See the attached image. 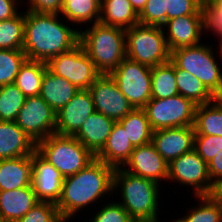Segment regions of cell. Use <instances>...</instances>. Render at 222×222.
Listing matches in <instances>:
<instances>
[{"label": "cell", "mask_w": 222, "mask_h": 222, "mask_svg": "<svg viewBox=\"0 0 222 222\" xmlns=\"http://www.w3.org/2000/svg\"><path fill=\"white\" fill-rule=\"evenodd\" d=\"M114 170L108 164L95 159L76 174L64 177L61 195L56 203L60 217L65 222H72L75 216L81 217L80 214L85 215L87 210L94 212L92 206L95 205L92 207L94 209L96 204L99 206L100 202L108 201L111 196L114 198ZM84 210L86 211L83 212Z\"/></svg>", "instance_id": "1"}, {"label": "cell", "mask_w": 222, "mask_h": 222, "mask_svg": "<svg viewBox=\"0 0 222 222\" xmlns=\"http://www.w3.org/2000/svg\"><path fill=\"white\" fill-rule=\"evenodd\" d=\"M68 23L60 14L25 11L22 50L27 59L47 62L77 46L80 41V31L75 25Z\"/></svg>", "instance_id": "2"}, {"label": "cell", "mask_w": 222, "mask_h": 222, "mask_svg": "<svg viewBox=\"0 0 222 222\" xmlns=\"http://www.w3.org/2000/svg\"><path fill=\"white\" fill-rule=\"evenodd\" d=\"M162 187L153 180L132 174L122 168H116L113 173L115 200L124 207L132 219L163 221L159 216L166 212L160 208L162 205L159 203L161 195L165 198L167 195L161 193Z\"/></svg>", "instance_id": "3"}, {"label": "cell", "mask_w": 222, "mask_h": 222, "mask_svg": "<svg viewBox=\"0 0 222 222\" xmlns=\"http://www.w3.org/2000/svg\"><path fill=\"white\" fill-rule=\"evenodd\" d=\"M79 43L101 74H111L126 57L125 30L122 28L101 22L87 25L80 29Z\"/></svg>", "instance_id": "4"}, {"label": "cell", "mask_w": 222, "mask_h": 222, "mask_svg": "<svg viewBox=\"0 0 222 222\" xmlns=\"http://www.w3.org/2000/svg\"><path fill=\"white\" fill-rule=\"evenodd\" d=\"M205 43L171 51L170 61L197 77L216 98H222V58L216 46Z\"/></svg>", "instance_id": "5"}, {"label": "cell", "mask_w": 222, "mask_h": 222, "mask_svg": "<svg viewBox=\"0 0 222 222\" xmlns=\"http://www.w3.org/2000/svg\"><path fill=\"white\" fill-rule=\"evenodd\" d=\"M35 151L63 177L76 174L96 159L74 136L56 133L37 142Z\"/></svg>", "instance_id": "6"}, {"label": "cell", "mask_w": 222, "mask_h": 222, "mask_svg": "<svg viewBox=\"0 0 222 222\" xmlns=\"http://www.w3.org/2000/svg\"><path fill=\"white\" fill-rule=\"evenodd\" d=\"M126 57L150 68L170 61L163 27L137 24L125 30Z\"/></svg>", "instance_id": "7"}, {"label": "cell", "mask_w": 222, "mask_h": 222, "mask_svg": "<svg viewBox=\"0 0 222 222\" xmlns=\"http://www.w3.org/2000/svg\"><path fill=\"white\" fill-rule=\"evenodd\" d=\"M167 182L183 189L186 186V191L191 188V198L192 195H210L213 188L208 165L194 148L169 163Z\"/></svg>", "instance_id": "8"}, {"label": "cell", "mask_w": 222, "mask_h": 222, "mask_svg": "<svg viewBox=\"0 0 222 222\" xmlns=\"http://www.w3.org/2000/svg\"><path fill=\"white\" fill-rule=\"evenodd\" d=\"M197 105L180 94L169 98H151L143 108L153 131L194 126Z\"/></svg>", "instance_id": "9"}, {"label": "cell", "mask_w": 222, "mask_h": 222, "mask_svg": "<svg viewBox=\"0 0 222 222\" xmlns=\"http://www.w3.org/2000/svg\"><path fill=\"white\" fill-rule=\"evenodd\" d=\"M46 66L49 71L69 80L79 89H89L101 76L80 43L70 51L49 59Z\"/></svg>", "instance_id": "10"}, {"label": "cell", "mask_w": 222, "mask_h": 222, "mask_svg": "<svg viewBox=\"0 0 222 222\" xmlns=\"http://www.w3.org/2000/svg\"><path fill=\"white\" fill-rule=\"evenodd\" d=\"M110 75L134 109H143L152 98L150 67L125 57Z\"/></svg>", "instance_id": "11"}, {"label": "cell", "mask_w": 222, "mask_h": 222, "mask_svg": "<svg viewBox=\"0 0 222 222\" xmlns=\"http://www.w3.org/2000/svg\"><path fill=\"white\" fill-rule=\"evenodd\" d=\"M14 122L37 143L55 133L56 113L40 95L26 97Z\"/></svg>", "instance_id": "12"}, {"label": "cell", "mask_w": 222, "mask_h": 222, "mask_svg": "<svg viewBox=\"0 0 222 222\" xmlns=\"http://www.w3.org/2000/svg\"><path fill=\"white\" fill-rule=\"evenodd\" d=\"M88 90L91 93L95 111L115 122L120 121L134 109L110 74H101Z\"/></svg>", "instance_id": "13"}, {"label": "cell", "mask_w": 222, "mask_h": 222, "mask_svg": "<svg viewBox=\"0 0 222 222\" xmlns=\"http://www.w3.org/2000/svg\"><path fill=\"white\" fill-rule=\"evenodd\" d=\"M168 166L169 164L150 142L135 147L122 169L143 178L153 180L164 187L167 183Z\"/></svg>", "instance_id": "14"}, {"label": "cell", "mask_w": 222, "mask_h": 222, "mask_svg": "<svg viewBox=\"0 0 222 222\" xmlns=\"http://www.w3.org/2000/svg\"><path fill=\"white\" fill-rule=\"evenodd\" d=\"M162 27L170 52L178 48L198 45L206 38L203 37L205 35L203 15H183L172 18Z\"/></svg>", "instance_id": "15"}, {"label": "cell", "mask_w": 222, "mask_h": 222, "mask_svg": "<svg viewBox=\"0 0 222 222\" xmlns=\"http://www.w3.org/2000/svg\"><path fill=\"white\" fill-rule=\"evenodd\" d=\"M95 112L88 89H80L75 96L56 113V134L73 136Z\"/></svg>", "instance_id": "16"}, {"label": "cell", "mask_w": 222, "mask_h": 222, "mask_svg": "<svg viewBox=\"0 0 222 222\" xmlns=\"http://www.w3.org/2000/svg\"><path fill=\"white\" fill-rule=\"evenodd\" d=\"M194 127H173L153 131L151 143L169 164L194 148Z\"/></svg>", "instance_id": "17"}, {"label": "cell", "mask_w": 222, "mask_h": 222, "mask_svg": "<svg viewBox=\"0 0 222 222\" xmlns=\"http://www.w3.org/2000/svg\"><path fill=\"white\" fill-rule=\"evenodd\" d=\"M32 186L39 201L57 203L64 181L63 175L36 151L32 154Z\"/></svg>", "instance_id": "18"}, {"label": "cell", "mask_w": 222, "mask_h": 222, "mask_svg": "<svg viewBox=\"0 0 222 222\" xmlns=\"http://www.w3.org/2000/svg\"><path fill=\"white\" fill-rule=\"evenodd\" d=\"M114 123V120L95 111L73 136L96 156L105 146Z\"/></svg>", "instance_id": "19"}, {"label": "cell", "mask_w": 222, "mask_h": 222, "mask_svg": "<svg viewBox=\"0 0 222 222\" xmlns=\"http://www.w3.org/2000/svg\"><path fill=\"white\" fill-rule=\"evenodd\" d=\"M36 143L15 123L0 121V160L32 155Z\"/></svg>", "instance_id": "20"}, {"label": "cell", "mask_w": 222, "mask_h": 222, "mask_svg": "<svg viewBox=\"0 0 222 222\" xmlns=\"http://www.w3.org/2000/svg\"><path fill=\"white\" fill-rule=\"evenodd\" d=\"M134 146L131 144L123 126L117 121L103 149L96 155V159L116 168H122L130 158Z\"/></svg>", "instance_id": "21"}, {"label": "cell", "mask_w": 222, "mask_h": 222, "mask_svg": "<svg viewBox=\"0 0 222 222\" xmlns=\"http://www.w3.org/2000/svg\"><path fill=\"white\" fill-rule=\"evenodd\" d=\"M32 155L0 160V191L32 185Z\"/></svg>", "instance_id": "22"}, {"label": "cell", "mask_w": 222, "mask_h": 222, "mask_svg": "<svg viewBox=\"0 0 222 222\" xmlns=\"http://www.w3.org/2000/svg\"><path fill=\"white\" fill-rule=\"evenodd\" d=\"M38 202L32 185L15 190L0 191V214L7 222H16Z\"/></svg>", "instance_id": "23"}, {"label": "cell", "mask_w": 222, "mask_h": 222, "mask_svg": "<svg viewBox=\"0 0 222 222\" xmlns=\"http://www.w3.org/2000/svg\"><path fill=\"white\" fill-rule=\"evenodd\" d=\"M80 89L69 80L55 75L47 68L44 72L40 96L57 113Z\"/></svg>", "instance_id": "24"}, {"label": "cell", "mask_w": 222, "mask_h": 222, "mask_svg": "<svg viewBox=\"0 0 222 222\" xmlns=\"http://www.w3.org/2000/svg\"><path fill=\"white\" fill-rule=\"evenodd\" d=\"M99 22L126 30L139 24V14L129 0H101Z\"/></svg>", "instance_id": "25"}, {"label": "cell", "mask_w": 222, "mask_h": 222, "mask_svg": "<svg viewBox=\"0 0 222 222\" xmlns=\"http://www.w3.org/2000/svg\"><path fill=\"white\" fill-rule=\"evenodd\" d=\"M100 8L101 0H64L60 15L80 31L87 25L99 22Z\"/></svg>", "instance_id": "26"}, {"label": "cell", "mask_w": 222, "mask_h": 222, "mask_svg": "<svg viewBox=\"0 0 222 222\" xmlns=\"http://www.w3.org/2000/svg\"><path fill=\"white\" fill-rule=\"evenodd\" d=\"M195 135L222 137V98L197 105L194 120Z\"/></svg>", "instance_id": "27"}, {"label": "cell", "mask_w": 222, "mask_h": 222, "mask_svg": "<svg viewBox=\"0 0 222 222\" xmlns=\"http://www.w3.org/2000/svg\"><path fill=\"white\" fill-rule=\"evenodd\" d=\"M197 206L188 205L185 214L173 219V222H222V206L210 195L193 196ZM187 212V213H186Z\"/></svg>", "instance_id": "28"}, {"label": "cell", "mask_w": 222, "mask_h": 222, "mask_svg": "<svg viewBox=\"0 0 222 222\" xmlns=\"http://www.w3.org/2000/svg\"><path fill=\"white\" fill-rule=\"evenodd\" d=\"M46 62L26 59L21 65L14 84L25 97L39 96L46 70Z\"/></svg>", "instance_id": "29"}, {"label": "cell", "mask_w": 222, "mask_h": 222, "mask_svg": "<svg viewBox=\"0 0 222 222\" xmlns=\"http://www.w3.org/2000/svg\"><path fill=\"white\" fill-rule=\"evenodd\" d=\"M118 122L123 126L134 147L151 142L153 129L144 109H133Z\"/></svg>", "instance_id": "30"}, {"label": "cell", "mask_w": 222, "mask_h": 222, "mask_svg": "<svg viewBox=\"0 0 222 222\" xmlns=\"http://www.w3.org/2000/svg\"><path fill=\"white\" fill-rule=\"evenodd\" d=\"M175 76L178 93L192 100L196 105L210 103L216 99L207 87L189 72L175 66Z\"/></svg>", "instance_id": "31"}, {"label": "cell", "mask_w": 222, "mask_h": 222, "mask_svg": "<svg viewBox=\"0 0 222 222\" xmlns=\"http://www.w3.org/2000/svg\"><path fill=\"white\" fill-rule=\"evenodd\" d=\"M152 98L163 99L178 93L175 65L168 61L151 68Z\"/></svg>", "instance_id": "32"}, {"label": "cell", "mask_w": 222, "mask_h": 222, "mask_svg": "<svg viewBox=\"0 0 222 222\" xmlns=\"http://www.w3.org/2000/svg\"><path fill=\"white\" fill-rule=\"evenodd\" d=\"M25 34V10L14 18L0 21V50H22Z\"/></svg>", "instance_id": "33"}, {"label": "cell", "mask_w": 222, "mask_h": 222, "mask_svg": "<svg viewBox=\"0 0 222 222\" xmlns=\"http://www.w3.org/2000/svg\"><path fill=\"white\" fill-rule=\"evenodd\" d=\"M25 100L14 83L0 86V121L14 122Z\"/></svg>", "instance_id": "34"}, {"label": "cell", "mask_w": 222, "mask_h": 222, "mask_svg": "<svg viewBox=\"0 0 222 222\" xmlns=\"http://www.w3.org/2000/svg\"><path fill=\"white\" fill-rule=\"evenodd\" d=\"M27 59L23 50H0V86L12 84Z\"/></svg>", "instance_id": "35"}, {"label": "cell", "mask_w": 222, "mask_h": 222, "mask_svg": "<svg viewBox=\"0 0 222 222\" xmlns=\"http://www.w3.org/2000/svg\"><path fill=\"white\" fill-rule=\"evenodd\" d=\"M100 207V208H99ZM95 214L91 213L90 217L85 218L84 222H131L132 218L124 207L112 199L111 201L103 202L98 208H94ZM97 212V213H96ZM94 214V215H93ZM87 220V221H86Z\"/></svg>", "instance_id": "36"}, {"label": "cell", "mask_w": 222, "mask_h": 222, "mask_svg": "<svg viewBox=\"0 0 222 222\" xmlns=\"http://www.w3.org/2000/svg\"><path fill=\"white\" fill-rule=\"evenodd\" d=\"M204 36L217 38L222 34V0H205L202 6ZM208 34V35H207Z\"/></svg>", "instance_id": "37"}, {"label": "cell", "mask_w": 222, "mask_h": 222, "mask_svg": "<svg viewBox=\"0 0 222 222\" xmlns=\"http://www.w3.org/2000/svg\"><path fill=\"white\" fill-rule=\"evenodd\" d=\"M16 222H65L55 203L39 201L28 213Z\"/></svg>", "instance_id": "38"}, {"label": "cell", "mask_w": 222, "mask_h": 222, "mask_svg": "<svg viewBox=\"0 0 222 222\" xmlns=\"http://www.w3.org/2000/svg\"><path fill=\"white\" fill-rule=\"evenodd\" d=\"M167 0H147L139 13V24L163 26L166 23Z\"/></svg>", "instance_id": "39"}, {"label": "cell", "mask_w": 222, "mask_h": 222, "mask_svg": "<svg viewBox=\"0 0 222 222\" xmlns=\"http://www.w3.org/2000/svg\"><path fill=\"white\" fill-rule=\"evenodd\" d=\"M205 0H167L166 21L183 15H203Z\"/></svg>", "instance_id": "40"}, {"label": "cell", "mask_w": 222, "mask_h": 222, "mask_svg": "<svg viewBox=\"0 0 222 222\" xmlns=\"http://www.w3.org/2000/svg\"><path fill=\"white\" fill-rule=\"evenodd\" d=\"M194 149L208 164L222 149V137L212 135H194Z\"/></svg>", "instance_id": "41"}, {"label": "cell", "mask_w": 222, "mask_h": 222, "mask_svg": "<svg viewBox=\"0 0 222 222\" xmlns=\"http://www.w3.org/2000/svg\"><path fill=\"white\" fill-rule=\"evenodd\" d=\"M25 1H23L24 6L25 5L27 6V8L26 6L24 7L25 11L46 13V14H60L64 4V0H25Z\"/></svg>", "instance_id": "42"}, {"label": "cell", "mask_w": 222, "mask_h": 222, "mask_svg": "<svg viewBox=\"0 0 222 222\" xmlns=\"http://www.w3.org/2000/svg\"><path fill=\"white\" fill-rule=\"evenodd\" d=\"M22 6L23 0H0V21L17 16L22 11L19 9Z\"/></svg>", "instance_id": "43"}, {"label": "cell", "mask_w": 222, "mask_h": 222, "mask_svg": "<svg viewBox=\"0 0 222 222\" xmlns=\"http://www.w3.org/2000/svg\"><path fill=\"white\" fill-rule=\"evenodd\" d=\"M207 165L208 173L213 184L222 177V149Z\"/></svg>", "instance_id": "44"}, {"label": "cell", "mask_w": 222, "mask_h": 222, "mask_svg": "<svg viewBox=\"0 0 222 222\" xmlns=\"http://www.w3.org/2000/svg\"><path fill=\"white\" fill-rule=\"evenodd\" d=\"M210 196L222 206V177L213 183Z\"/></svg>", "instance_id": "45"}, {"label": "cell", "mask_w": 222, "mask_h": 222, "mask_svg": "<svg viewBox=\"0 0 222 222\" xmlns=\"http://www.w3.org/2000/svg\"><path fill=\"white\" fill-rule=\"evenodd\" d=\"M132 4V7L139 14L142 9L145 7L147 0H129Z\"/></svg>", "instance_id": "46"}, {"label": "cell", "mask_w": 222, "mask_h": 222, "mask_svg": "<svg viewBox=\"0 0 222 222\" xmlns=\"http://www.w3.org/2000/svg\"><path fill=\"white\" fill-rule=\"evenodd\" d=\"M216 40H217V44H215L216 46H218L217 48H218V52H219V54H220V56H221V58H222V34H220L217 38H216Z\"/></svg>", "instance_id": "47"}, {"label": "cell", "mask_w": 222, "mask_h": 222, "mask_svg": "<svg viewBox=\"0 0 222 222\" xmlns=\"http://www.w3.org/2000/svg\"><path fill=\"white\" fill-rule=\"evenodd\" d=\"M131 222H156V221H151V220H136V219H132Z\"/></svg>", "instance_id": "48"}, {"label": "cell", "mask_w": 222, "mask_h": 222, "mask_svg": "<svg viewBox=\"0 0 222 222\" xmlns=\"http://www.w3.org/2000/svg\"><path fill=\"white\" fill-rule=\"evenodd\" d=\"M0 222H7V220L0 214Z\"/></svg>", "instance_id": "49"}]
</instances>
